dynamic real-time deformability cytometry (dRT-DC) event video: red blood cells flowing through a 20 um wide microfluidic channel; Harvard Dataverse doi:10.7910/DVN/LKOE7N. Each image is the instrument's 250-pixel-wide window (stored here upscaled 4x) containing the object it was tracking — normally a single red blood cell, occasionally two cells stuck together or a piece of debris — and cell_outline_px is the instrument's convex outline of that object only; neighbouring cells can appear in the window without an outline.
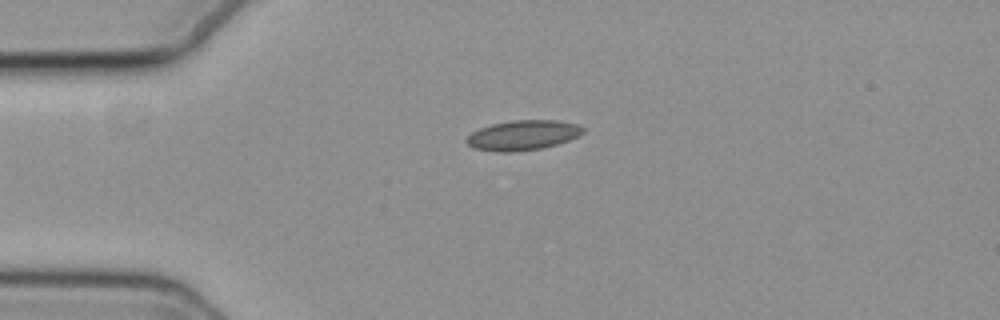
{"species": "common noctule bat (a hibernating species)", "species_latin": "Nyctalus noctula", "temperature_condition": "cold", "stored_images_in_passage": 43, "camera_frame_rate_fps": 3000, "um_per_image_px": 0.085, "animal": {"sex": "female", "body_mass_g": 19.3, "forearm_length_mm": 54.1}, "frame": {"image": 1, "passage_image": 1, "time_ms": 0.0, "image_size_px": [1000, 320], "cell_outline_px": [[584, 132], [568, 140], [556, 144], [540, 148], [512, 152], [496, 152], [472, 148], [464, 140], [472, 132], [480, 128], [492, 124], [512, 120], [556, 120], [576, 124], [584, 128]], "centroid_in_image_um": [44.39, 11.49], "position_along_channel_um": 40.6, "area_um2": 20.17}}
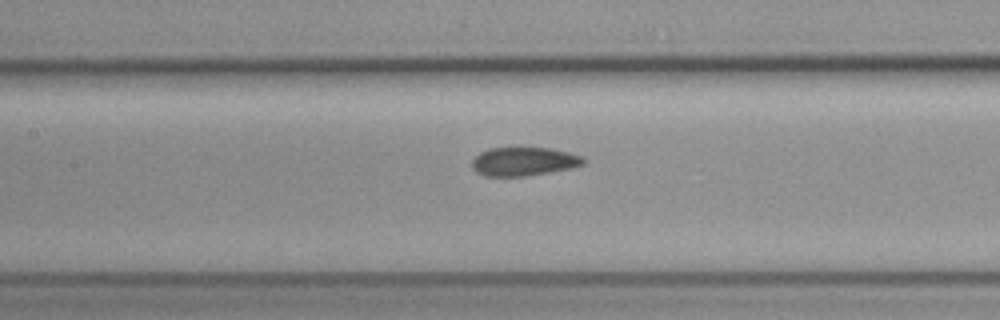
{"frame": {"image": 2, "passage_image": 13, "time_ms": 4.0, "image_size_px": [1000, 320], "cell_outline_px": [[584, 164], [572, 168], [524, 176], [484, 176], [476, 172], [472, 168], [472, 160], [480, 152], [488, 148], [552, 148], [584, 156]], "centroid_in_image_um": [44.52, 13.72], "position_along_channel_um": 162.9, "area_um2": 18.61}}
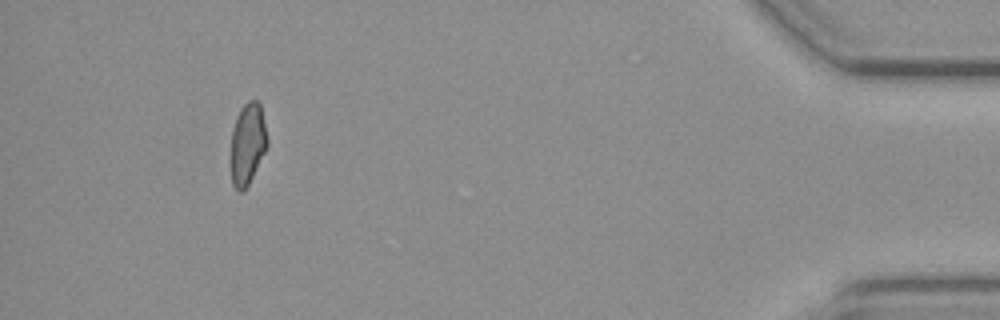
{"frame": {"image": 3, "passage_image": 39, "time_ms": 12.667, "image_size_px": [1000, 320], "cell_outline_px": [[268, 148], [244, 192], [240, 192], [232, 184], [228, 164], [232, 132], [236, 116], [240, 108], [248, 100], [256, 100], [260, 104], [268, 140]], "centroid_in_image_um": [21.01, 12.28], "position_along_channel_um": 414.2, "area_um2": 18.03}, "authors_computed_cell_mechanics": {"area_um2": 19.074, "velocity_mm_per_s": 3.7192, "shape_relaxation_time_tau1_ms": null, "shape_relaxation_time_tau2_ms": 4.4649, "deformation_change_tau1": null, "deformation_change_tau2": 0.0905}}